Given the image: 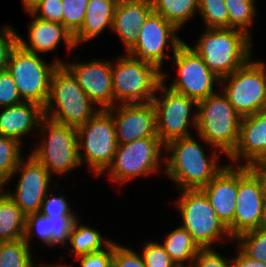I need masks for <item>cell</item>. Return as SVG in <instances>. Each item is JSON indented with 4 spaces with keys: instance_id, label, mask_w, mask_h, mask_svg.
<instances>
[{
    "instance_id": "cell-41",
    "label": "cell",
    "mask_w": 266,
    "mask_h": 267,
    "mask_svg": "<svg viewBox=\"0 0 266 267\" xmlns=\"http://www.w3.org/2000/svg\"><path fill=\"white\" fill-rule=\"evenodd\" d=\"M0 31V71L6 70L12 50L18 44V33L13 27L4 26Z\"/></svg>"
},
{
    "instance_id": "cell-1",
    "label": "cell",
    "mask_w": 266,
    "mask_h": 267,
    "mask_svg": "<svg viewBox=\"0 0 266 267\" xmlns=\"http://www.w3.org/2000/svg\"><path fill=\"white\" fill-rule=\"evenodd\" d=\"M216 149L209 159L202 146L192 136L173 140L165 145L163 150L171 154L164 160V172L178 184L180 190L201 189L224 167L218 166L221 151Z\"/></svg>"
},
{
    "instance_id": "cell-19",
    "label": "cell",
    "mask_w": 266,
    "mask_h": 267,
    "mask_svg": "<svg viewBox=\"0 0 266 267\" xmlns=\"http://www.w3.org/2000/svg\"><path fill=\"white\" fill-rule=\"evenodd\" d=\"M223 169L201 190L208 198L218 218L228 227L234 219L238 192V163Z\"/></svg>"
},
{
    "instance_id": "cell-44",
    "label": "cell",
    "mask_w": 266,
    "mask_h": 267,
    "mask_svg": "<svg viewBox=\"0 0 266 267\" xmlns=\"http://www.w3.org/2000/svg\"><path fill=\"white\" fill-rule=\"evenodd\" d=\"M247 167L258 178L262 190L266 195V155L251 162Z\"/></svg>"
},
{
    "instance_id": "cell-6",
    "label": "cell",
    "mask_w": 266,
    "mask_h": 267,
    "mask_svg": "<svg viewBox=\"0 0 266 267\" xmlns=\"http://www.w3.org/2000/svg\"><path fill=\"white\" fill-rule=\"evenodd\" d=\"M60 60L48 64L32 52L24 50L19 44L12 50L6 71L12 76L23 101L46 105L49 96L51 78Z\"/></svg>"
},
{
    "instance_id": "cell-16",
    "label": "cell",
    "mask_w": 266,
    "mask_h": 267,
    "mask_svg": "<svg viewBox=\"0 0 266 267\" xmlns=\"http://www.w3.org/2000/svg\"><path fill=\"white\" fill-rule=\"evenodd\" d=\"M20 173V179L14 193L6 192L25 215L39 213L45 195L52 181L51 174L31 154L22 159L14 170V177Z\"/></svg>"
},
{
    "instance_id": "cell-17",
    "label": "cell",
    "mask_w": 266,
    "mask_h": 267,
    "mask_svg": "<svg viewBox=\"0 0 266 267\" xmlns=\"http://www.w3.org/2000/svg\"><path fill=\"white\" fill-rule=\"evenodd\" d=\"M107 111L114 121L118 145L157 136L156 109L152 102L121 103Z\"/></svg>"
},
{
    "instance_id": "cell-13",
    "label": "cell",
    "mask_w": 266,
    "mask_h": 267,
    "mask_svg": "<svg viewBox=\"0 0 266 267\" xmlns=\"http://www.w3.org/2000/svg\"><path fill=\"white\" fill-rule=\"evenodd\" d=\"M233 222L227 227L234 240L240 234L266 224V196L254 173L238 165V192Z\"/></svg>"
},
{
    "instance_id": "cell-9",
    "label": "cell",
    "mask_w": 266,
    "mask_h": 267,
    "mask_svg": "<svg viewBox=\"0 0 266 267\" xmlns=\"http://www.w3.org/2000/svg\"><path fill=\"white\" fill-rule=\"evenodd\" d=\"M77 139L81 165L87 162L94 174H103L111 165L118 147L112 115L107 110L98 111L90 120L77 127Z\"/></svg>"
},
{
    "instance_id": "cell-31",
    "label": "cell",
    "mask_w": 266,
    "mask_h": 267,
    "mask_svg": "<svg viewBox=\"0 0 266 267\" xmlns=\"http://www.w3.org/2000/svg\"><path fill=\"white\" fill-rule=\"evenodd\" d=\"M224 2L229 15V28L241 30L249 35L248 29L251 28L257 11L255 0H224Z\"/></svg>"
},
{
    "instance_id": "cell-25",
    "label": "cell",
    "mask_w": 266,
    "mask_h": 267,
    "mask_svg": "<svg viewBox=\"0 0 266 267\" xmlns=\"http://www.w3.org/2000/svg\"><path fill=\"white\" fill-rule=\"evenodd\" d=\"M116 4L117 0H89L83 24L73 35L76 46L100 36L108 26L112 29Z\"/></svg>"
},
{
    "instance_id": "cell-36",
    "label": "cell",
    "mask_w": 266,
    "mask_h": 267,
    "mask_svg": "<svg viewBox=\"0 0 266 267\" xmlns=\"http://www.w3.org/2000/svg\"><path fill=\"white\" fill-rule=\"evenodd\" d=\"M142 252L146 267H178L162 244L148 241L143 246Z\"/></svg>"
},
{
    "instance_id": "cell-21",
    "label": "cell",
    "mask_w": 266,
    "mask_h": 267,
    "mask_svg": "<svg viewBox=\"0 0 266 267\" xmlns=\"http://www.w3.org/2000/svg\"><path fill=\"white\" fill-rule=\"evenodd\" d=\"M152 12L150 0L117 1L112 31L118 34L127 52L136 44L141 27Z\"/></svg>"
},
{
    "instance_id": "cell-35",
    "label": "cell",
    "mask_w": 266,
    "mask_h": 267,
    "mask_svg": "<svg viewBox=\"0 0 266 267\" xmlns=\"http://www.w3.org/2000/svg\"><path fill=\"white\" fill-rule=\"evenodd\" d=\"M62 24L74 35L82 26L89 0H61Z\"/></svg>"
},
{
    "instance_id": "cell-46",
    "label": "cell",
    "mask_w": 266,
    "mask_h": 267,
    "mask_svg": "<svg viewBox=\"0 0 266 267\" xmlns=\"http://www.w3.org/2000/svg\"><path fill=\"white\" fill-rule=\"evenodd\" d=\"M41 0H22L24 8L27 12H30L32 8L37 5Z\"/></svg>"
},
{
    "instance_id": "cell-30",
    "label": "cell",
    "mask_w": 266,
    "mask_h": 267,
    "mask_svg": "<svg viewBox=\"0 0 266 267\" xmlns=\"http://www.w3.org/2000/svg\"><path fill=\"white\" fill-rule=\"evenodd\" d=\"M30 249L23 238L0 242V267H34Z\"/></svg>"
},
{
    "instance_id": "cell-48",
    "label": "cell",
    "mask_w": 266,
    "mask_h": 267,
    "mask_svg": "<svg viewBox=\"0 0 266 267\" xmlns=\"http://www.w3.org/2000/svg\"><path fill=\"white\" fill-rule=\"evenodd\" d=\"M4 187V185L0 182V188H3Z\"/></svg>"
},
{
    "instance_id": "cell-14",
    "label": "cell",
    "mask_w": 266,
    "mask_h": 267,
    "mask_svg": "<svg viewBox=\"0 0 266 267\" xmlns=\"http://www.w3.org/2000/svg\"><path fill=\"white\" fill-rule=\"evenodd\" d=\"M172 57L178 78L169 85V89L185 95L197 102L215 93L213 85L220 82L207 67L204 60L183 42Z\"/></svg>"
},
{
    "instance_id": "cell-23",
    "label": "cell",
    "mask_w": 266,
    "mask_h": 267,
    "mask_svg": "<svg viewBox=\"0 0 266 267\" xmlns=\"http://www.w3.org/2000/svg\"><path fill=\"white\" fill-rule=\"evenodd\" d=\"M76 215H61L47 217L40 213L26 215L25 233L23 239L29 245L33 231L49 247L66 245L70 232L77 220Z\"/></svg>"
},
{
    "instance_id": "cell-18",
    "label": "cell",
    "mask_w": 266,
    "mask_h": 267,
    "mask_svg": "<svg viewBox=\"0 0 266 267\" xmlns=\"http://www.w3.org/2000/svg\"><path fill=\"white\" fill-rule=\"evenodd\" d=\"M63 66L73 75L90 100L99 105L100 110L114 107L112 88V63L92 60L89 62L64 63Z\"/></svg>"
},
{
    "instance_id": "cell-33",
    "label": "cell",
    "mask_w": 266,
    "mask_h": 267,
    "mask_svg": "<svg viewBox=\"0 0 266 267\" xmlns=\"http://www.w3.org/2000/svg\"><path fill=\"white\" fill-rule=\"evenodd\" d=\"M235 240L247 256L266 264V224L240 234Z\"/></svg>"
},
{
    "instance_id": "cell-3",
    "label": "cell",
    "mask_w": 266,
    "mask_h": 267,
    "mask_svg": "<svg viewBox=\"0 0 266 267\" xmlns=\"http://www.w3.org/2000/svg\"><path fill=\"white\" fill-rule=\"evenodd\" d=\"M196 112L199 138L228 157L238 143L241 116L223 92L198 101Z\"/></svg>"
},
{
    "instance_id": "cell-27",
    "label": "cell",
    "mask_w": 266,
    "mask_h": 267,
    "mask_svg": "<svg viewBox=\"0 0 266 267\" xmlns=\"http://www.w3.org/2000/svg\"><path fill=\"white\" fill-rule=\"evenodd\" d=\"M162 246L178 267H190L196 255L201 250L198 244L192 239L191 234L181 227V225L166 236ZM186 263L190 265L188 266Z\"/></svg>"
},
{
    "instance_id": "cell-15",
    "label": "cell",
    "mask_w": 266,
    "mask_h": 267,
    "mask_svg": "<svg viewBox=\"0 0 266 267\" xmlns=\"http://www.w3.org/2000/svg\"><path fill=\"white\" fill-rule=\"evenodd\" d=\"M178 28L161 15L152 12L141 27L136 44L127 52L139 61L154 65L162 73L165 47L171 42L173 55L184 42L176 34Z\"/></svg>"
},
{
    "instance_id": "cell-28",
    "label": "cell",
    "mask_w": 266,
    "mask_h": 267,
    "mask_svg": "<svg viewBox=\"0 0 266 267\" xmlns=\"http://www.w3.org/2000/svg\"><path fill=\"white\" fill-rule=\"evenodd\" d=\"M111 242V239L102 237L98 230L79 223V219L75 221L69 236L72 253L76 257L103 250Z\"/></svg>"
},
{
    "instance_id": "cell-37",
    "label": "cell",
    "mask_w": 266,
    "mask_h": 267,
    "mask_svg": "<svg viewBox=\"0 0 266 267\" xmlns=\"http://www.w3.org/2000/svg\"><path fill=\"white\" fill-rule=\"evenodd\" d=\"M62 12L63 5L61 0H41L27 13L44 21L62 24Z\"/></svg>"
},
{
    "instance_id": "cell-4",
    "label": "cell",
    "mask_w": 266,
    "mask_h": 267,
    "mask_svg": "<svg viewBox=\"0 0 266 267\" xmlns=\"http://www.w3.org/2000/svg\"><path fill=\"white\" fill-rule=\"evenodd\" d=\"M93 105L73 75L59 65L51 78L48 100L43 107L44 116L58 123L78 127L100 111L99 107L94 109Z\"/></svg>"
},
{
    "instance_id": "cell-20",
    "label": "cell",
    "mask_w": 266,
    "mask_h": 267,
    "mask_svg": "<svg viewBox=\"0 0 266 267\" xmlns=\"http://www.w3.org/2000/svg\"><path fill=\"white\" fill-rule=\"evenodd\" d=\"M266 155V109L241 118L239 139L234 151L228 156L231 162H251ZM242 158V159H241Z\"/></svg>"
},
{
    "instance_id": "cell-47",
    "label": "cell",
    "mask_w": 266,
    "mask_h": 267,
    "mask_svg": "<svg viewBox=\"0 0 266 267\" xmlns=\"http://www.w3.org/2000/svg\"><path fill=\"white\" fill-rule=\"evenodd\" d=\"M43 267H65V265L63 266V265H59L58 264L57 266H55V265L54 266H49V265L46 264V266H43Z\"/></svg>"
},
{
    "instance_id": "cell-45",
    "label": "cell",
    "mask_w": 266,
    "mask_h": 267,
    "mask_svg": "<svg viewBox=\"0 0 266 267\" xmlns=\"http://www.w3.org/2000/svg\"><path fill=\"white\" fill-rule=\"evenodd\" d=\"M237 249V256L231 259L233 267H266L265 263L250 258L239 247Z\"/></svg>"
},
{
    "instance_id": "cell-29",
    "label": "cell",
    "mask_w": 266,
    "mask_h": 267,
    "mask_svg": "<svg viewBox=\"0 0 266 267\" xmlns=\"http://www.w3.org/2000/svg\"><path fill=\"white\" fill-rule=\"evenodd\" d=\"M153 12L178 29L198 12V0H150Z\"/></svg>"
},
{
    "instance_id": "cell-34",
    "label": "cell",
    "mask_w": 266,
    "mask_h": 267,
    "mask_svg": "<svg viewBox=\"0 0 266 267\" xmlns=\"http://www.w3.org/2000/svg\"><path fill=\"white\" fill-rule=\"evenodd\" d=\"M198 12L206 28H229V15L224 0H198Z\"/></svg>"
},
{
    "instance_id": "cell-7",
    "label": "cell",
    "mask_w": 266,
    "mask_h": 267,
    "mask_svg": "<svg viewBox=\"0 0 266 267\" xmlns=\"http://www.w3.org/2000/svg\"><path fill=\"white\" fill-rule=\"evenodd\" d=\"M40 146L31 155L53 175L67 173L81 166L78 154L77 127L55 122L47 117L40 121ZM48 132V133H47ZM46 136V138H45Z\"/></svg>"
},
{
    "instance_id": "cell-43",
    "label": "cell",
    "mask_w": 266,
    "mask_h": 267,
    "mask_svg": "<svg viewBox=\"0 0 266 267\" xmlns=\"http://www.w3.org/2000/svg\"><path fill=\"white\" fill-rule=\"evenodd\" d=\"M231 260L219 255L213 248L201 249L190 267H233Z\"/></svg>"
},
{
    "instance_id": "cell-2",
    "label": "cell",
    "mask_w": 266,
    "mask_h": 267,
    "mask_svg": "<svg viewBox=\"0 0 266 267\" xmlns=\"http://www.w3.org/2000/svg\"><path fill=\"white\" fill-rule=\"evenodd\" d=\"M190 48L220 80L245 65L252 56L251 35L231 28H206Z\"/></svg>"
},
{
    "instance_id": "cell-32",
    "label": "cell",
    "mask_w": 266,
    "mask_h": 267,
    "mask_svg": "<svg viewBox=\"0 0 266 267\" xmlns=\"http://www.w3.org/2000/svg\"><path fill=\"white\" fill-rule=\"evenodd\" d=\"M19 141L0 135V182L5 185L22 160Z\"/></svg>"
},
{
    "instance_id": "cell-5",
    "label": "cell",
    "mask_w": 266,
    "mask_h": 267,
    "mask_svg": "<svg viewBox=\"0 0 266 267\" xmlns=\"http://www.w3.org/2000/svg\"><path fill=\"white\" fill-rule=\"evenodd\" d=\"M112 63L114 102L150 103L162 83V72L154 65L139 61L128 53Z\"/></svg>"
},
{
    "instance_id": "cell-26",
    "label": "cell",
    "mask_w": 266,
    "mask_h": 267,
    "mask_svg": "<svg viewBox=\"0 0 266 267\" xmlns=\"http://www.w3.org/2000/svg\"><path fill=\"white\" fill-rule=\"evenodd\" d=\"M26 215L0 188V242L15 241L24 237Z\"/></svg>"
},
{
    "instance_id": "cell-10",
    "label": "cell",
    "mask_w": 266,
    "mask_h": 267,
    "mask_svg": "<svg viewBox=\"0 0 266 267\" xmlns=\"http://www.w3.org/2000/svg\"><path fill=\"white\" fill-rule=\"evenodd\" d=\"M219 83H225L222 92L241 118L266 109L265 63L250 59Z\"/></svg>"
},
{
    "instance_id": "cell-40",
    "label": "cell",
    "mask_w": 266,
    "mask_h": 267,
    "mask_svg": "<svg viewBox=\"0 0 266 267\" xmlns=\"http://www.w3.org/2000/svg\"><path fill=\"white\" fill-rule=\"evenodd\" d=\"M49 196L48 193L45 195L39 211L40 214L47 217L76 215L73 210L71 211V208L68 206L69 203L62 194L57 197L52 194L51 198Z\"/></svg>"
},
{
    "instance_id": "cell-38",
    "label": "cell",
    "mask_w": 266,
    "mask_h": 267,
    "mask_svg": "<svg viewBox=\"0 0 266 267\" xmlns=\"http://www.w3.org/2000/svg\"><path fill=\"white\" fill-rule=\"evenodd\" d=\"M23 102L12 76L6 71H0V107H10Z\"/></svg>"
},
{
    "instance_id": "cell-8",
    "label": "cell",
    "mask_w": 266,
    "mask_h": 267,
    "mask_svg": "<svg viewBox=\"0 0 266 267\" xmlns=\"http://www.w3.org/2000/svg\"><path fill=\"white\" fill-rule=\"evenodd\" d=\"M181 193L177 203L183 221L181 227L191 234L201 249L212 248L211 245L223 237L234 241L201 189H184Z\"/></svg>"
},
{
    "instance_id": "cell-24",
    "label": "cell",
    "mask_w": 266,
    "mask_h": 267,
    "mask_svg": "<svg viewBox=\"0 0 266 267\" xmlns=\"http://www.w3.org/2000/svg\"><path fill=\"white\" fill-rule=\"evenodd\" d=\"M2 109L0 135L13 138L20 143L22 142L21 137L31 132L32 129L38 128L44 117L43 107L28 101Z\"/></svg>"
},
{
    "instance_id": "cell-22",
    "label": "cell",
    "mask_w": 266,
    "mask_h": 267,
    "mask_svg": "<svg viewBox=\"0 0 266 267\" xmlns=\"http://www.w3.org/2000/svg\"><path fill=\"white\" fill-rule=\"evenodd\" d=\"M33 18L28 26L30 44L18 35V44L24 50L39 55L55 50L61 40L70 51L76 47L73 34L63 24Z\"/></svg>"
},
{
    "instance_id": "cell-12",
    "label": "cell",
    "mask_w": 266,
    "mask_h": 267,
    "mask_svg": "<svg viewBox=\"0 0 266 267\" xmlns=\"http://www.w3.org/2000/svg\"><path fill=\"white\" fill-rule=\"evenodd\" d=\"M166 77L167 74L162 73V83L156 90V92L161 91L163 98L154 96L152 100L156 109L157 136L164 145L176 139L192 136L188 125L190 123L197 127V113L195 112L191 118L190 114L192 107L195 106L197 110L198 106L196 100L178 94L165 86Z\"/></svg>"
},
{
    "instance_id": "cell-39",
    "label": "cell",
    "mask_w": 266,
    "mask_h": 267,
    "mask_svg": "<svg viewBox=\"0 0 266 267\" xmlns=\"http://www.w3.org/2000/svg\"><path fill=\"white\" fill-rule=\"evenodd\" d=\"M112 267H146L142 254L113 242Z\"/></svg>"
},
{
    "instance_id": "cell-11",
    "label": "cell",
    "mask_w": 266,
    "mask_h": 267,
    "mask_svg": "<svg viewBox=\"0 0 266 267\" xmlns=\"http://www.w3.org/2000/svg\"><path fill=\"white\" fill-rule=\"evenodd\" d=\"M165 145L156 137L137 139L118 145L111 165L107 168L109 179L126 183L135 177L146 176L161 167L162 150Z\"/></svg>"
},
{
    "instance_id": "cell-42",
    "label": "cell",
    "mask_w": 266,
    "mask_h": 267,
    "mask_svg": "<svg viewBox=\"0 0 266 267\" xmlns=\"http://www.w3.org/2000/svg\"><path fill=\"white\" fill-rule=\"evenodd\" d=\"M77 258L80 259V267H112L113 241L103 250L85 254Z\"/></svg>"
}]
</instances>
